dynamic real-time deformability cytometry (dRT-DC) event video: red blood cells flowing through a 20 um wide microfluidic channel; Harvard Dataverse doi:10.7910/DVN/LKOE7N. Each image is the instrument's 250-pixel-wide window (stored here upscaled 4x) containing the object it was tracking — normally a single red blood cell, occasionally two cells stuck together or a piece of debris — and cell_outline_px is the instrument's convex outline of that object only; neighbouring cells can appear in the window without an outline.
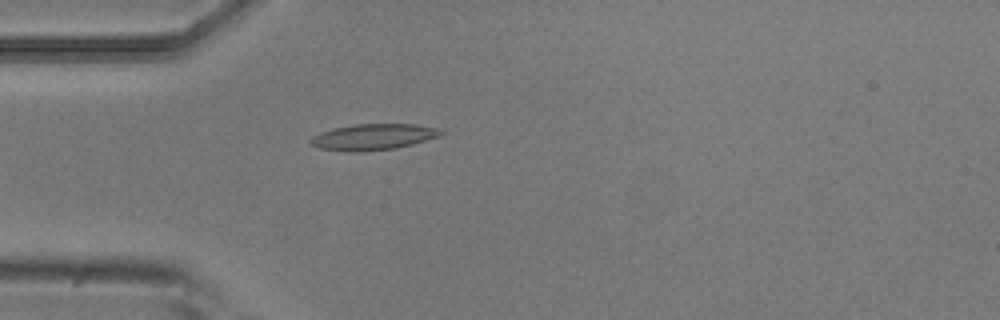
{"species": "common noctule bat (a hibernating species)", "species_latin": "Nyctalus noctula", "temperature_condition": "room temperature", "stored_images_in_passage": 5, "camera_frame_rate_fps": 3000, "um_per_image_px": 0.085, "animal": {"sex": "male", "body_mass_g": 20.5, "forearm_length_mm": 52.5}, "frame": {"image": 1, "passage_image": 5, "time_ms": 1.333, "image_size_px": [1000, 320], "cell_outline_px": [[444, 132], [440, 136], [412, 144], [396, 148], [356, 152], [352, 152], [320, 148], [312, 144], [308, 140], [312, 136], [320, 132], [332, 128], [356, 124], [416, 124], [436, 128]], "centroid_in_image_um": [31.7, 11.63], "position_along_channel_um": 53.3, "area_um2": 19.71}}